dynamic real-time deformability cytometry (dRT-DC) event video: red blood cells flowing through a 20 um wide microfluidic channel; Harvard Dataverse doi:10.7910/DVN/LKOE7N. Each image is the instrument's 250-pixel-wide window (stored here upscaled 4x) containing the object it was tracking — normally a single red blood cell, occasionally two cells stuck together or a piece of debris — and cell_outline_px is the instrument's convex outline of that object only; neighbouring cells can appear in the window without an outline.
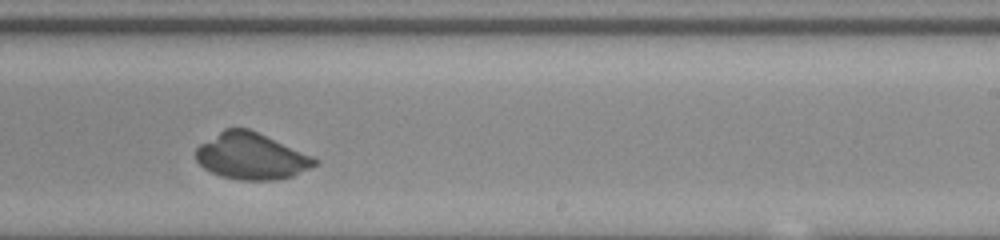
{"species": "common noctule bat (a hibernating species)", "species_latin": "Nyctalus noctula", "temperature_condition": "room temperature", "stored_images_in_passage": 26, "camera_frame_rate_fps": 3000, "um_per_image_px": 0.085, "animal": {"sex": "male", "body_mass_g": 20.0, "forearm_length_mm": 53.3}, "frame": {"image": 1, "passage_image": 16, "time_ms": 5.0, "image_size_px": [1000, 240], "cell_outline_px": [[320, 164], [292, 176], [276, 180], [240, 180], [220, 176], [204, 168], [196, 160], [196, 148], [200, 144], [224, 128], [248, 128], [312, 156], [320, 160]], "centroid_in_image_um": [21.36, 13.29], "position_along_channel_um": 267.6, "area_um2": 32.08}}
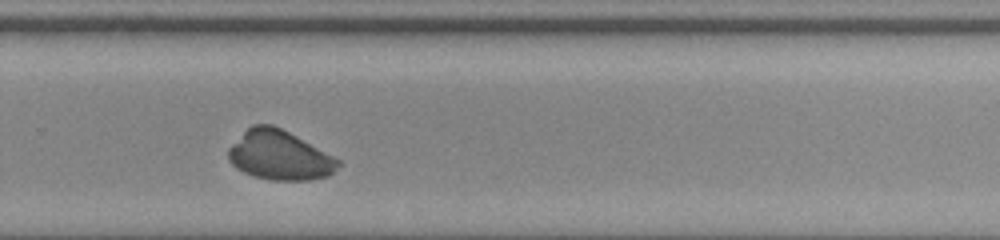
{"frame": {"image": 2, "passage_image": 19, "time_ms": 6.0, "image_size_px": [1000, 240], "cell_outline_px": [[344, 164], [328, 176], [308, 180], [272, 180], [252, 176], [236, 168], [228, 160], [228, 148], [252, 124], [272, 124], [296, 136], [340, 160]], "centroid_in_image_um": [23.76, 13.22], "position_along_channel_um": 306.0, "area_um2": 31.5}}
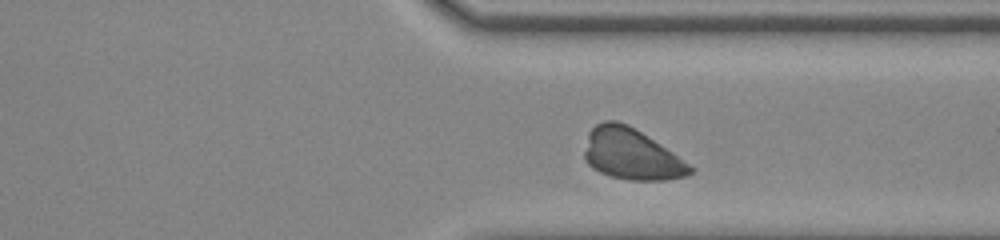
{"frame": {"image": 3, "passage_image": 23, "time_ms": 7.333, "image_size_px": [1000, 240], "cell_outline_px": [[696, 168], [692, 172], [684, 176], [664, 180], [628, 180], [612, 176], [600, 172], [592, 168], [588, 164], [584, 156], [584, 152], [588, 132], [596, 124], [604, 120], [616, 120], [628, 124], [672, 152]], "centroid_in_image_um": [53.64, 13.1], "position_along_channel_um": 357.8, "area_um2": 31.27}}